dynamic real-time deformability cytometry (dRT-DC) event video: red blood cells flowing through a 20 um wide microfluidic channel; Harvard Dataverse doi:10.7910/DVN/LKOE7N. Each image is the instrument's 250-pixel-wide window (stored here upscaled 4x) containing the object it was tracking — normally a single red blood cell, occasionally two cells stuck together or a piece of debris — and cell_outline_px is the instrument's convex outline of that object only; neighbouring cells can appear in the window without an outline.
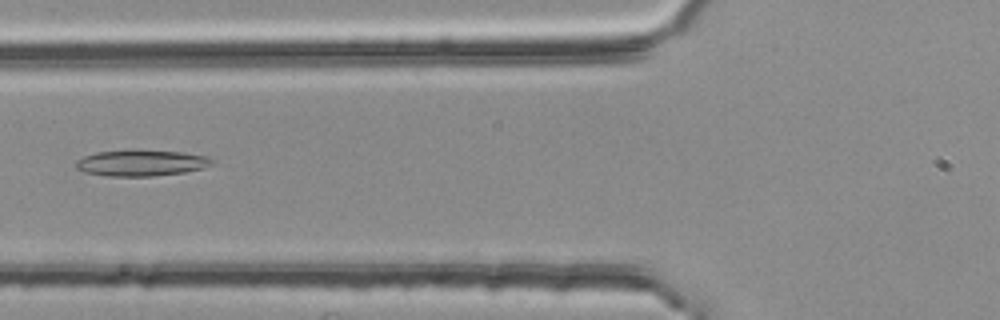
{"species": "common noctule bat (a hibernating species)", "species_latin": "Nyctalus noctula", "temperature_condition": "room temperature", "stored_images_in_passage": 4, "camera_frame_rate_fps": 3000, "um_per_image_px": 0.085, "animal": {"sex": "female", "body_mass_g": 25.1}, "frame": {"image": 1, "passage_image": 4, "time_ms": 1.0, "image_size_px": [1000, 320], "cell_outline_px": [[216, 160], [212, 164], [204, 168], [184, 172], [152, 176], [108, 176], [84, 172], [76, 168], [76, 160], [84, 156], [96, 152], [128, 148], [136, 148], [184, 152], [204, 156]], "centroid_in_image_um": [11.99, 13.81], "position_along_channel_um": 113.8, "area_um2": 21.33}}